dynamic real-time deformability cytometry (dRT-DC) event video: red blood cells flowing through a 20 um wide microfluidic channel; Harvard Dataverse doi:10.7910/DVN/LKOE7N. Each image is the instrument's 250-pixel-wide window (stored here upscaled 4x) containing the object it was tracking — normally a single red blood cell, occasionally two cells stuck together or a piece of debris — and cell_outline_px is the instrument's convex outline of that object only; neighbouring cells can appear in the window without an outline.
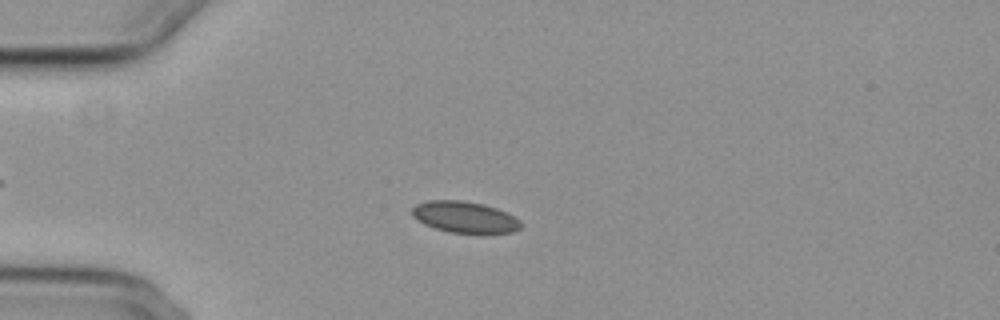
{"species": "common noctule bat (a hibernating species)", "species_latin": "Nyctalus noctula", "temperature_condition": "cold", "stored_images_in_passage": 56, "camera_frame_rate_fps": 3000, "um_per_image_px": 0.085, "animal": {"sex": "female", "body_mass_g": 29.2, "forearm_length_mm": 56.3}, "frame": {"image": 1, "passage_image": 15, "time_ms": 4.667, "image_size_px": [1000, 320], "cell_outline_px": [[520, 228], [512, 232], [448, 232], [424, 224], [412, 216], [412, 208], [416, 204], [428, 200], [460, 200], [484, 204], [496, 208], [520, 220]], "centroid_in_image_um": [39.45, 18.43], "position_along_channel_um": 45.6, "area_um2": 19.48}}
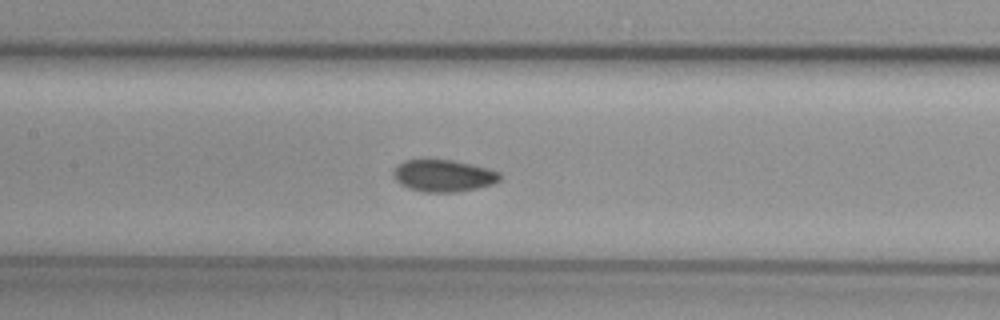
{"frame": {"image": 2, "passage_image": 27, "time_ms": 8.667, "image_size_px": [1000, 320], "cell_outline_px": [[500, 180], [492, 184], [476, 188], [456, 192], [424, 192], [408, 188], [400, 184], [392, 176], [392, 172], [404, 160], [452, 160], [488, 168], [500, 172]], "centroid_in_image_um": [37.68, 14.94], "position_along_channel_um": 169.7, "area_um2": 19.71}}
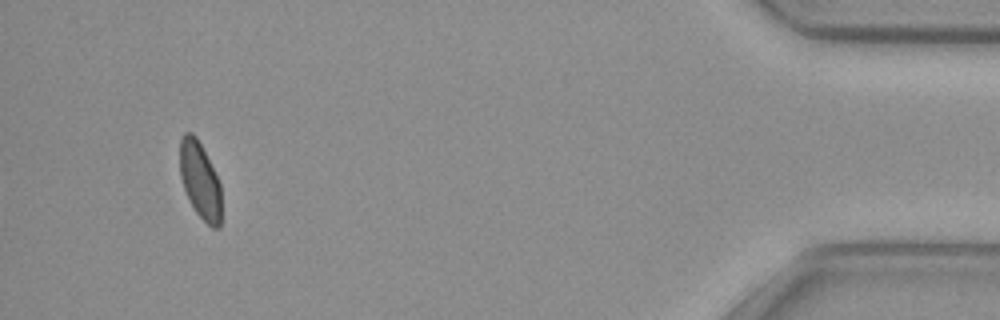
{"frame": {"image": 3, "passage_image": 53, "time_ms": 17.333, "image_size_px": [1000, 320], "cell_outline_px": [[220, 228], [212, 228], [196, 212], [184, 188], [180, 176], [180, 136], [184, 132], [192, 132], [196, 136], [220, 184]], "centroid_in_image_um": [16.98, 15.3], "position_along_channel_um": 418.2, "area_um2": 18.09}, "authors_computed_cell_mechanics": {"area_um2": 19.7965, "velocity_mm_per_s": 3.6949, "shape_relaxation_time_tau1_ms": 11.2178, "shape_relaxation_time_tau2_ms": 7.7309, "deformation_change_tau1": 0.1161, "deformation_change_tau2": 0.066}}